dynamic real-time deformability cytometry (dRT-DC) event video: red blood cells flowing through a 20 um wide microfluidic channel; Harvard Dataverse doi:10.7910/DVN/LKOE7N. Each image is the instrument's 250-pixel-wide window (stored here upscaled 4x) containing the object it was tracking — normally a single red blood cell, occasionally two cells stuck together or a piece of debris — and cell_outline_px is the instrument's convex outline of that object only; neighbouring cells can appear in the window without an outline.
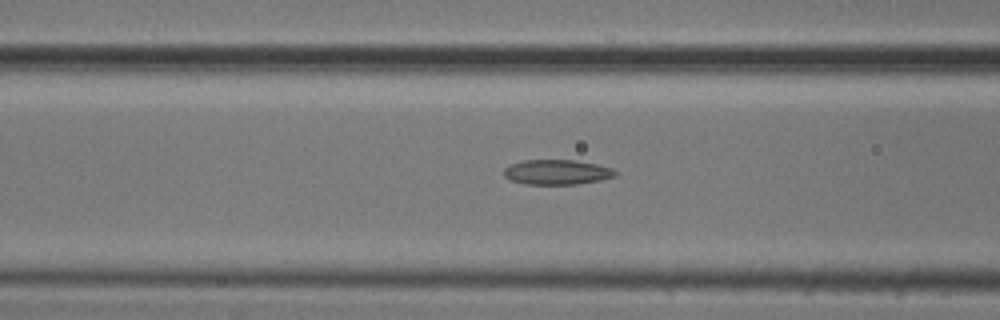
{"species": "common noctule bat (a hibernating species)", "species_latin": "Nyctalus noctula", "temperature_condition": "cold", "stored_images_in_passage": 44, "camera_frame_rate_fps": 3000, "um_per_image_px": 0.085, "animal": {"sex": "male", "body_mass_g": 20.5, "forearm_length_mm": 52.5}, "frame": {"image": 1, "passage_image": 21, "time_ms": 6.667, "image_size_px": [1000, 320], "cell_outline_px": [[616, 176], [600, 180], [576, 184], [524, 184], [508, 180], [504, 176], [504, 168], [512, 164], [524, 160], [576, 160], [596, 164], [612, 168], [616, 172]], "centroid_in_image_um": [47.32, 14.63], "position_along_channel_um": 119.3, "area_um2": 16.18}}
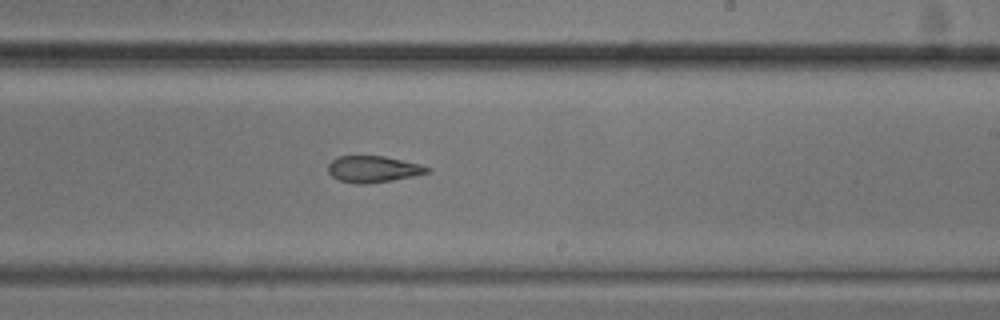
{"frame": {"image": 2, "passage_image": 32, "time_ms": 10.333, "image_size_px": [1000, 320], "cell_outline_px": [[432, 168], [428, 172], [412, 176], [392, 180], [364, 184], [356, 184], [340, 180], [332, 176], [328, 172], [328, 164], [336, 156], [384, 156], [420, 164]], "centroid_in_image_um": [31.69, 14.37], "position_along_channel_um": 257.3, "area_um2": 15.2}}
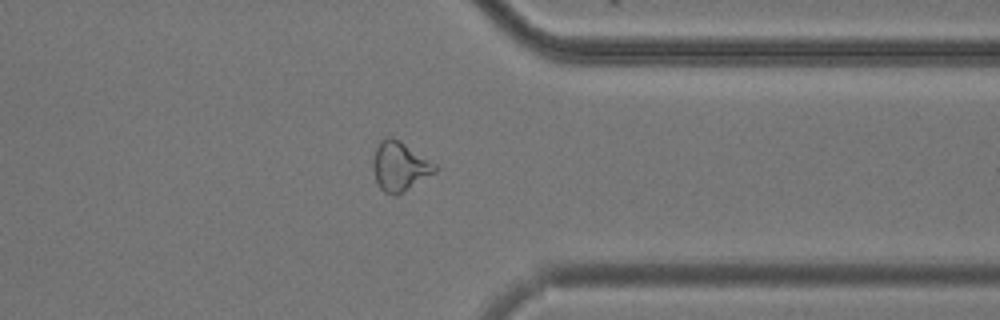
{"frame": {"image": 3, "passage_image": 42, "time_ms": 13.667, "image_size_px": [1000, 320], "cell_outline_px": [[440, 168], [436, 172], [404, 192], [396, 196], [384, 192], [380, 188], [376, 180], [372, 168], [372, 160], [376, 148], [380, 140], [384, 136], [392, 136], [400, 140], [436, 164]], "centroid_in_image_um": [33.97, 14.13], "position_along_channel_um": 377.4, "area_um2": 18.09}}